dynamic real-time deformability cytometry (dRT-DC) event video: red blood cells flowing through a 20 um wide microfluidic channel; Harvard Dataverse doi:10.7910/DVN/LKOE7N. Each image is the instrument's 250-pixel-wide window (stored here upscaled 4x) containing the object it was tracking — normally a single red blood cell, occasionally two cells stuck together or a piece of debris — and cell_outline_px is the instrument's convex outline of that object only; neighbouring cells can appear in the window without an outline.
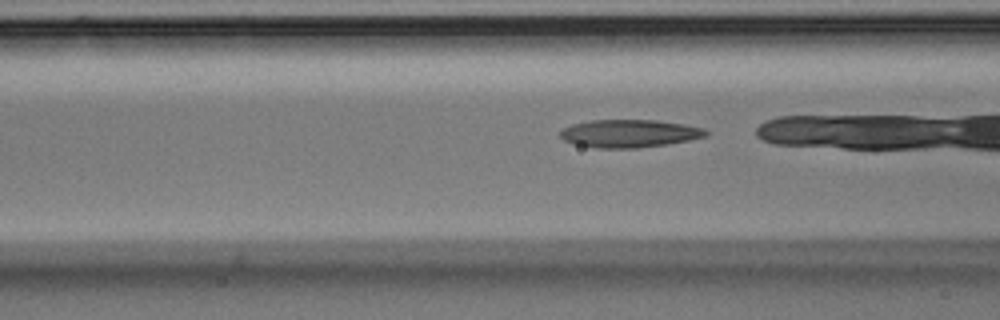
{"species": "Egyptian fruit bat (a non-hibernating species)", "species_latin": "Rousettus aegyptiacus", "temperature_condition": "room temperature", "stored_images_in_passage": 32, "camera_frame_rate_fps": 3000, "um_per_image_px": 0.085, "animal": {"sex": "male"}, "frame": {"image": 1, "passage_image": 5, "time_ms": 1.333, "image_size_px": [1000, 320], "cell_outline_px": [[708, 132], [704, 136], [688, 140], [668, 144], [636, 148], [596, 148], [572, 144], [564, 140], [560, 136], [560, 132], [564, 128], [572, 124], [592, 120], [656, 120], [684, 124], [704, 128]], "centroid_in_image_um": [53.46, 11.35], "position_along_channel_um": 113.1, "area_um2": 23.58}}
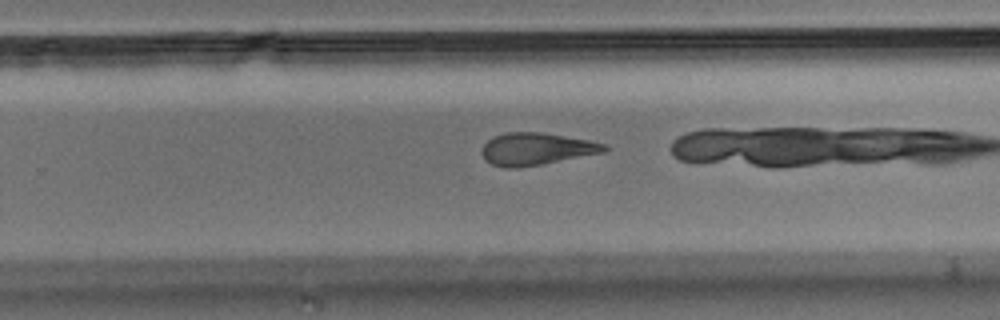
{"frame": {"image": 2, "passage_image": 19, "time_ms": 6.0, "image_size_px": [1000, 320], "cell_outline_px": [[608, 148], [604, 152], [540, 164], [516, 168], [504, 168], [492, 164], [484, 160], [480, 152], [484, 144], [492, 136], [504, 132], [544, 132], [588, 140], [604, 144]], "centroid_in_image_um": [45.51, 12.65], "position_along_channel_um": 284.3, "area_um2": 23.0}, "authors_computed_cell_mechanics": {"area_um2": 23.0333, "velocity_mm_per_s": 3.6651, "shape_relaxation_time_tau1_ms": 5.4928, "shape_relaxation_time_tau2_ms": 3.0993, "deformation_change_tau1": 0.1888, "deformation_change_tau2": 0.1345}}